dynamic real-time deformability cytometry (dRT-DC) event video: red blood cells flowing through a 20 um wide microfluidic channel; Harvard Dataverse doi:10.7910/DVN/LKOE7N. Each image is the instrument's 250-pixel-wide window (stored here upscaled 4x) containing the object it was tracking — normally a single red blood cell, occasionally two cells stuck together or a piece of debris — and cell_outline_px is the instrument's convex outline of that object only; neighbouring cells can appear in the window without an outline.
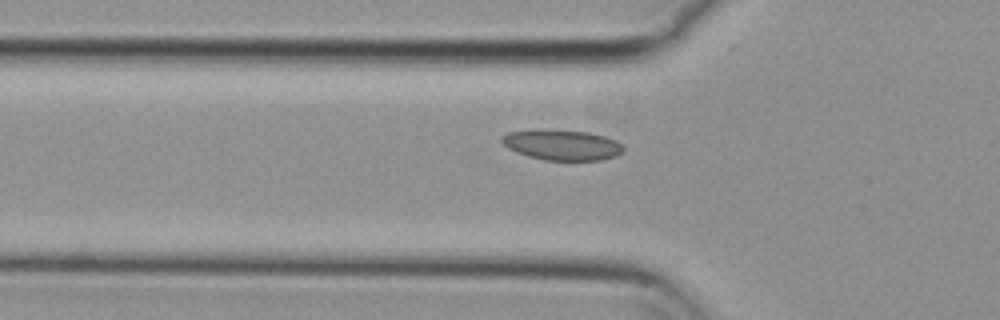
{"species": "common noctule bat (a hibernating species)", "species_latin": "Nyctalus noctula", "temperature_condition": "cold", "stored_images_in_passage": 37, "camera_frame_rate_fps": 3000, "um_per_image_px": 0.085, "animal": {"sex": "female", "body_mass_g": 29.2, "forearm_length_mm": 56.3}, "frame": {"image": 1, "passage_image": 8, "time_ms": 2.333, "image_size_px": [1000, 320], "cell_outline_px": [[624, 152], [616, 156], [600, 160], [544, 160], [528, 156], [516, 152], [508, 148], [500, 140], [500, 136], [508, 132], [588, 132], [604, 136], [616, 140], [624, 148]], "centroid_in_image_um": [47.82, 12.37], "position_along_channel_um": 78.0, "area_um2": 20.69}}
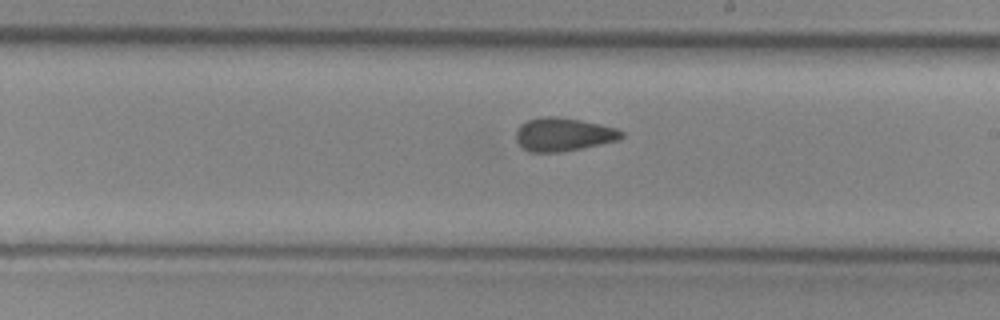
{"frame": {"image": 2, "passage_image": 21, "time_ms": 6.667, "image_size_px": [1000, 320], "cell_outline_px": [[624, 136], [620, 140], [560, 152], [528, 152], [516, 140], [516, 128], [520, 124], [528, 120], [544, 116], [556, 116], [580, 120], [600, 124], [616, 128], [624, 132]], "centroid_in_image_um": [47.88, 11.42], "position_along_channel_um": 241.1, "area_um2": 20.52}}
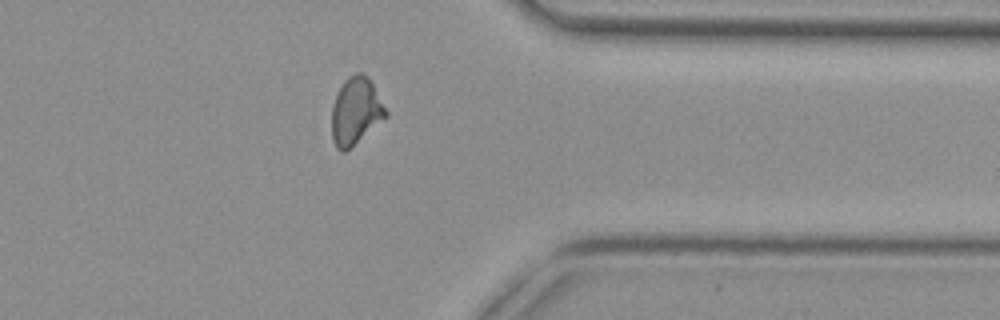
{"frame": {"image": 3, "passage_image": 33, "time_ms": 10.667, "image_size_px": [1000, 320], "cell_outline_px": [[388, 116], [344, 152], [340, 152], [336, 148], [332, 140], [332, 104], [344, 80], [348, 76], [356, 72], [360, 72], [368, 76], [388, 112]], "centroid_in_image_um": [30.23, 9.44], "position_along_channel_um": 381.2, "area_um2": 21.04}}